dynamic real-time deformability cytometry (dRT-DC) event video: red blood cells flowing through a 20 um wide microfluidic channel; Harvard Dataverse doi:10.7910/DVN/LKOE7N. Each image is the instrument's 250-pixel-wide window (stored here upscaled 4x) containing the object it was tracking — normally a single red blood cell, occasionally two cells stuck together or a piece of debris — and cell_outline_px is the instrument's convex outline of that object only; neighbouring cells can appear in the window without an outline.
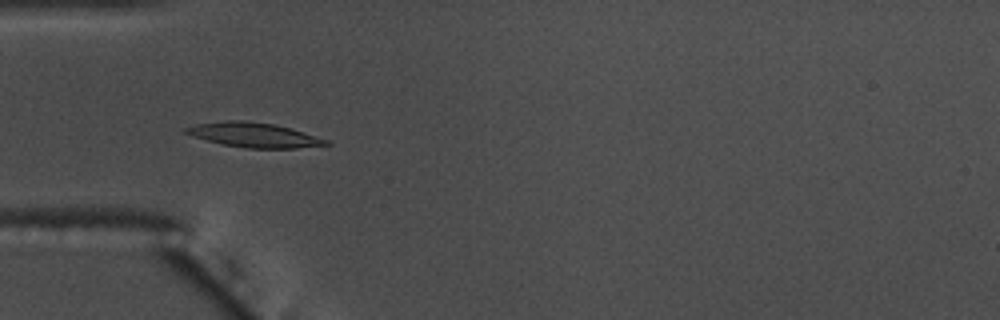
{"species": "common noctule bat (a hibernating species)", "species_latin": "Nyctalus noctula", "temperature_condition": "warm", "stored_images_in_passage": 58, "camera_frame_rate_fps": 3000, "um_per_image_px": 0.085, "animal": {"sex": "male", "body_mass_g": 17.5, "forearm_length_mm": 52.3}, "frame": {"image": 1, "passage_image": 19, "time_ms": 6.0, "image_size_px": [1000, 320], "cell_outline_px": [[332, 144], [296, 148], [248, 148], [224, 144], [192, 136], [184, 132], [184, 128], [196, 124], [228, 120], [244, 120], [272, 124], [288, 128], [328, 140]], "centroid_in_image_um": [21.55, 11.47], "position_along_channel_um": 63.4, "area_um2": 19.65}}
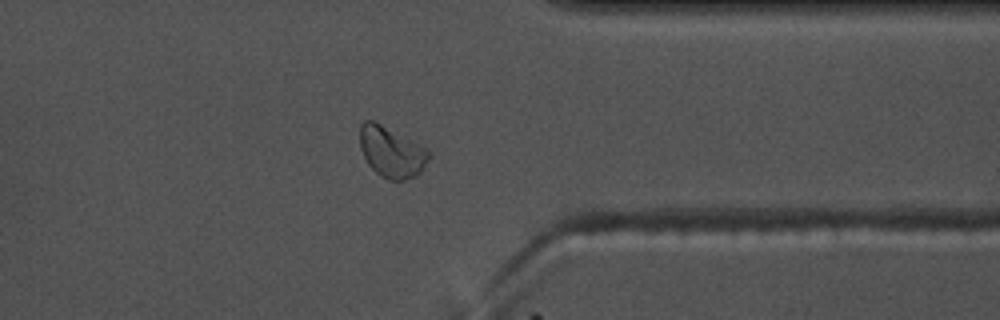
{"frame": {"image": 2, "passage_image": 46, "time_ms": 15.0, "image_size_px": [1000, 320], "cell_outline_px": [[432, 156], [420, 172], [416, 176], [404, 180], [388, 180], [380, 176], [368, 164], [360, 148], [360, 124], [364, 120], [372, 120], [428, 148], [432, 152]], "centroid_in_image_um": [33.3, 12.93], "position_along_channel_um": 378.1, "area_um2": 20.52}}
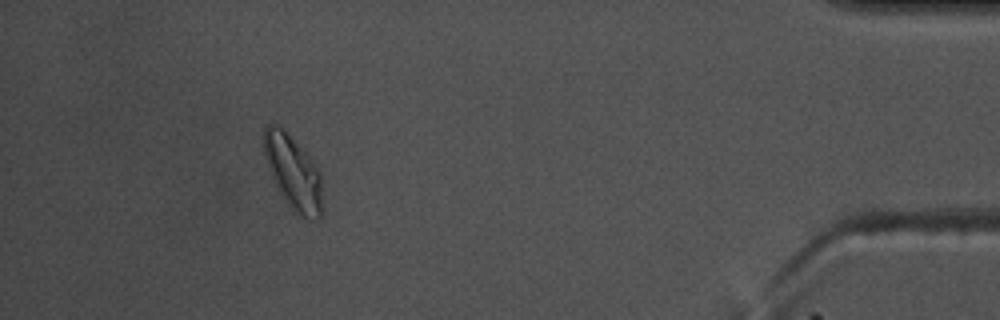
{"frame": {"image": 3, "passage_image": 53, "time_ms": 17.333, "image_size_px": [1000, 320], "cell_outline_px": [[324, 212], [316, 220], [300, 216], [288, 204], [276, 184], [272, 176], [264, 156], [264, 128], [268, 124], [276, 124], [316, 160], [320, 172]], "centroid_in_image_um": [24.98, 14.67], "position_along_channel_um": 410.2, "area_um2": 25.32}, "authors_computed_cell_mechanics": {"area_um2": 19.1029, "velocity_mm_per_s": 3.587, "shape_relaxation_time_tau1_ms": 6.226, "shape_relaxation_time_tau2_ms": null, "deformation_change_tau1": 0.1512, "deformation_change_tau2": null}}